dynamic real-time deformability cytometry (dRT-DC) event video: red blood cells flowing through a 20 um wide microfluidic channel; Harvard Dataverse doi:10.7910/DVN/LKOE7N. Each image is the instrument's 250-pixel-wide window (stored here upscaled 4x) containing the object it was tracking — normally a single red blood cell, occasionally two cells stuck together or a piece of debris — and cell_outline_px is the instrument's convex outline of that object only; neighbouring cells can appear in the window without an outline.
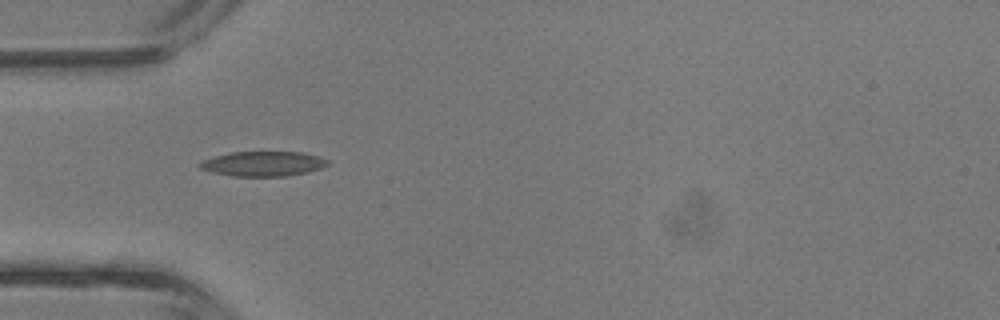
{"species": "common noctule bat (a hibernating species)", "species_latin": "Nyctalus noctula", "temperature_condition": "room temperature", "stored_images_in_passage": 2, "camera_frame_rate_fps": 3000, "um_per_image_px": 0.085, "animal": {"sex": "male", "body_mass_g": 13.3}, "frame": {"image": 1, "passage_image": 2, "time_ms": 0.333, "image_size_px": [1000, 320], "cell_outline_px": [[328, 164], [320, 168], [308, 172], [288, 176], [232, 176], [212, 172], [200, 168], [196, 164], [204, 160], [216, 156], [232, 152], [300, 152], [316, 156], [328, 160]], "centroid_in_image_um": [22.34, 13.92], "position_along_channel_um": 62.7, "area_um2": 18.32}}